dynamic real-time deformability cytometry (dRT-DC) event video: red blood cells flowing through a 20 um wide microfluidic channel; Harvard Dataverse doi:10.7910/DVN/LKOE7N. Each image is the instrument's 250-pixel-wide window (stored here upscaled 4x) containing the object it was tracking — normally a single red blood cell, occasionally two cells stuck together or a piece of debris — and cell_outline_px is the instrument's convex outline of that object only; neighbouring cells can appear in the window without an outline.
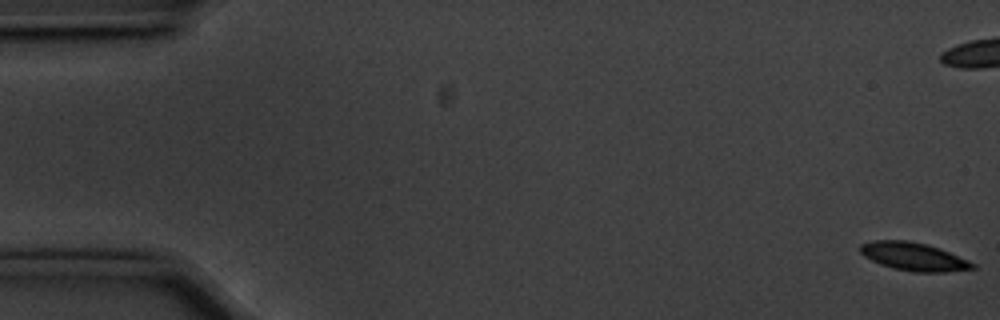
{"species": "common noctule bat (a hibernating species)", "species_latin": "Nyctalus noctula", "temperature_condition": "cold", "stored_images_in_passage": 9, "camera_frame_rate_fps": 3000, "um_per_image_px": 0.085, "animal": {"sex": "male", "body_mass_g": 20.1, "forearm_length_mm": 53.5}, "frame": {"image": 1, "passage_image": 1, "time_ms": 0.0, "image_size_px": [1000, 320], "cell_outline_px": [[976, 268], [944, 272], [916, 272], [892, 268], [880, 264], [864, 256], [860, 252], [860, 244], [872, 240], [908, 240], [940, 248], [968, 260], [976, 264]], "centroid_in_image_um": [77.65, 21.8], "position_along_channel_um": 7.3, "area_um2": 18.38}}